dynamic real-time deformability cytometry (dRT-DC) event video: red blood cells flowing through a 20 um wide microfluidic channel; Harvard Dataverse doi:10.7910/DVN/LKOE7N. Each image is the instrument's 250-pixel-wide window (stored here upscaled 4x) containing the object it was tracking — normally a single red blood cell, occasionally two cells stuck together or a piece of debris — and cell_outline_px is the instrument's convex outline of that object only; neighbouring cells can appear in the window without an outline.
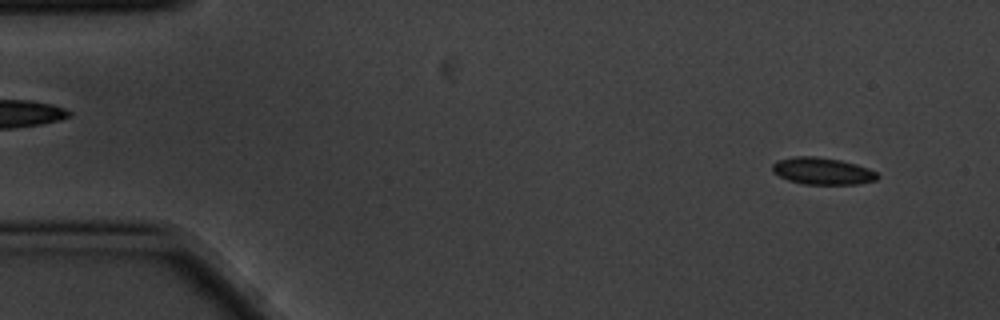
{"species": "common noctule bat (a hibernating species)", "species_latin": "Nyctalus noctula", "temperature_condition": "cold", "stored_images_in_passage": 6, "camera_frame_rate_fps": 3000, "um_per_image_px": 0.085, "animal": {"sex": "male", "body_mass_g": 20.1, "forearm_length_mm": 53.5}, "frame": {"image": 1, "passage_image": 1, "time_ms": 0.0, "image_size_px": [1000, 320], "cell_outline_px": [[880, 176], [876, 180], [856, 184], [804, 184], [788, 180], [772, 172], [772, 164], [776, 160], [796, 156], [816, 156], [840, 160], [856, 164], [868, 168], [876, 172]], "centroid_in_image_um": [69.89, 14.53], "position_along_channel_um": 15.1, "area_um2": 16.53}}
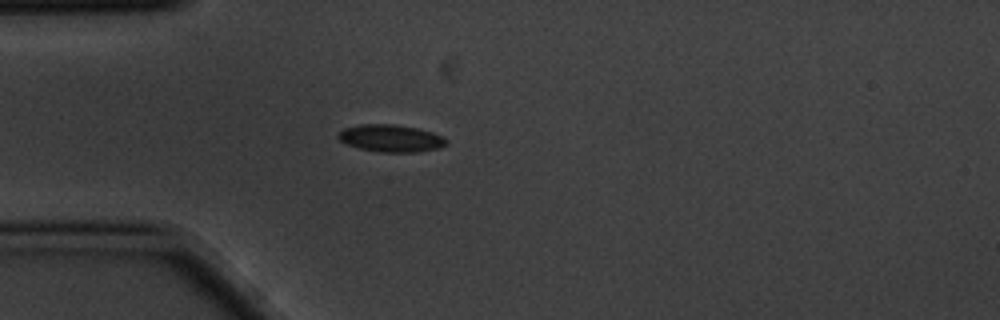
{"frame": {"image": 2, "passage_image": 4, "time_ms": 1.0, "image_size_px": [1000, 320], "cell_outline_px": [[448, 144], [440, 148], [416, 152], [380, 152], [360, 148], [344, 144], [336, 136], [344, 128], [360, 124], [392, 124], [416, 128], [432, 132], [444, 136], [448, 140]], "centroid_in_image_um": [33.24, 11.76], "position_along_channel_um": 51.8, "area_um2": 17.28}}